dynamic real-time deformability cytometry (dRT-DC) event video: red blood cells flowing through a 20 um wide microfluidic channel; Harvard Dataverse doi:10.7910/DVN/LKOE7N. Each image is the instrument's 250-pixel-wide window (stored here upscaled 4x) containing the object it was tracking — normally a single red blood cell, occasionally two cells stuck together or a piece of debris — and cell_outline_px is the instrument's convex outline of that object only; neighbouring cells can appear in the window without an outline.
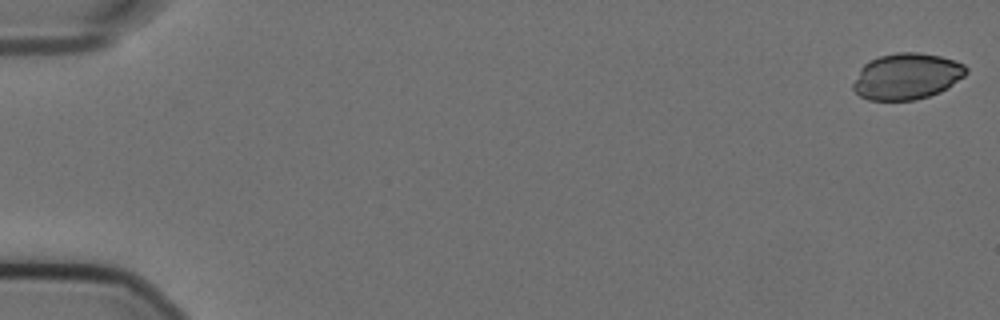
{"species": "Egyptian fruit bat (a non-hibernating species)", "species_latin": "Rousettus aegyptiacus", "temperature_condition": "cold", "stored_images_in_passage": 57, "camera_frame_rate_fps": 3000, "um_per_image_px": 0.085, "animal": {"sex": "female"}, "frame": {"image": 1, "passage_image": 1, "time_ms": 0.0, "image_size_px": [1000, 320], "cell_outline_px": [[968, 72], [964, 76], [948, 88], [940, 92], [916, 100], [868, 100], [860, 96], [852, 88], [852, 84], [860, 68], [868, 60], [880, 56], [896, 52], [920, 52], [940, 56], [964, 64], [968, 68]], "centroid_in_image_um": [77.07, 6.48], "position_along_channel_um": 7.9, "area_um2": 30.63}}
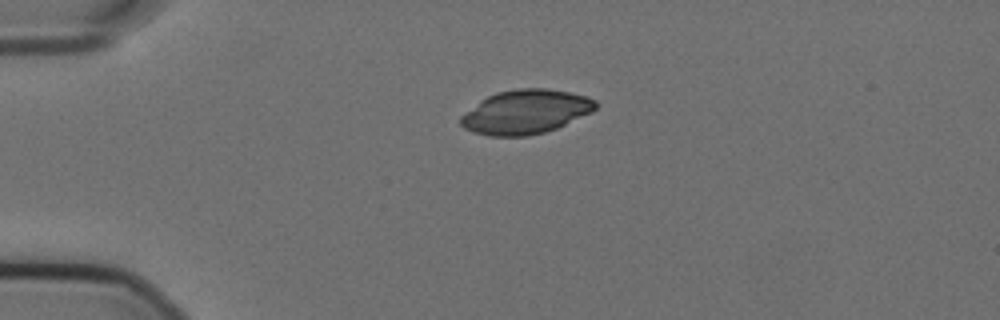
{"frame": {"image": 2, "passage_image": 14, "time_ms": 4.333, "image_size_px": [1000, 320], "cell_outline_px": [[600, 104], [592, 112], [556, 128], [544, 132], [528, 136], [488, 136], [472, 132], [464, 128], [460, 124], [460, 116], [480, 100], [496, 92], [516, 88], [548, 88], [588, 96], [596, 100]], "centroid_in_image_um": [44.68, 9.5], "position_along_channel_um": 40.3, "area_um2": 34.91}}
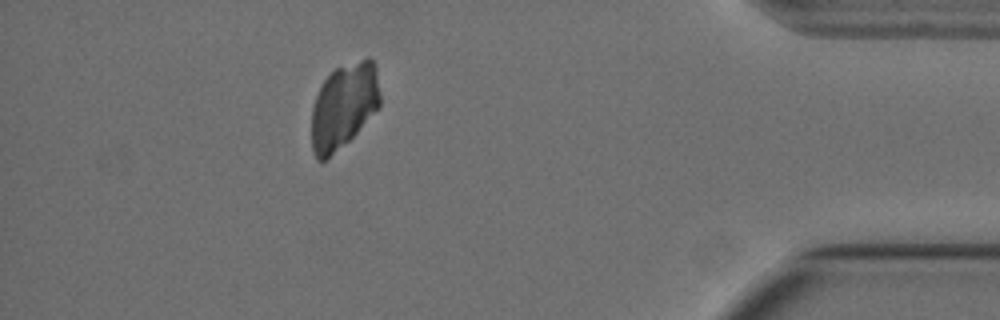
{"frame": {"image": 3, "passage_image": 51, "time_ms": 16.667, "image_size_px": [1000, 320], "cell_outline_px": [[380, 108], [348, 140], [324, 160], [316, 160], [312, 152], [312, 108], [316, 96], [324, 80], [336, 68], [368, 56], [376, 64], [380, 92]], "centroid_in_image_um": [29.25, 8.97], "position_along_channel_um": 406.0, "area_um2": 33.93}}